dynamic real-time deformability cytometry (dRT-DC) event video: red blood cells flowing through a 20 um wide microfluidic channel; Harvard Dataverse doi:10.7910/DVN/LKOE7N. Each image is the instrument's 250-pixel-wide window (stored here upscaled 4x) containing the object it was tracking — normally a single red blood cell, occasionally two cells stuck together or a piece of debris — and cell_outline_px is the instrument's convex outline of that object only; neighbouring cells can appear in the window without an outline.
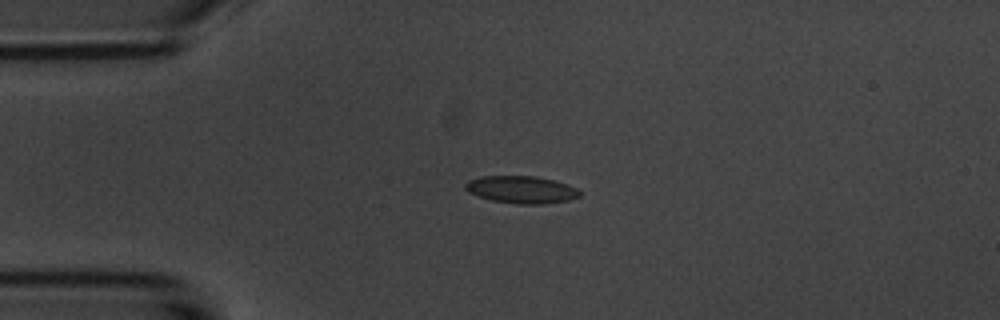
{"species": "common noctule bat (a hibernating species)", "species_latin": "Nyctalus noctula", "temperature_condition": "room temperature", "stored_images_in_passage": 13, "camera_frame_rate_fps": 3000, "um_per_image_px": 0.085, "animal": {"sex": "male", "body_mass_g": 20.1, "forearm_length_mm": 53.5}, "frame": {"image": 1, "passage_image": 2, "time_ms": 1.0, "image_size_px": [1000, 320], "cell_outline_px": [[580, 196], [568, 200], [544, 204], [516, 204], [492, 200], [468, 192], [464, 188], [464, 184], [468, 180], [480, 176], [536, 176], [552, 180], [576, 188], [580, 192]], "centroid_in_image_um": [44.27, 16.12], "position_along_channel_um": 40.7, "area_um2": 18.09}}
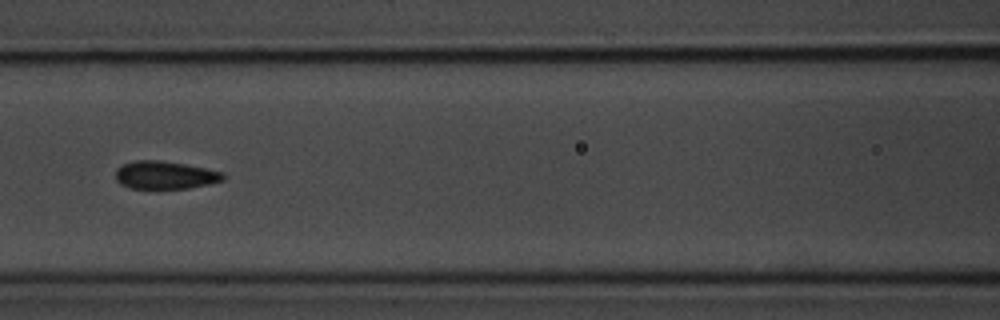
{"frame": {"image": 2, "passage_image": 5, "time_ms": 4.667, "image_size_px": [1000, 320], "cell_outline_px": [[224, 180], [208, 184], [188, 188], [128, 188], [120, 184], [116, 180], [116, 168], [124, 164], [136, 160], [160, 160], [184, 164], [224, 172]], "centroid_in_image_um": [14.01, 14.88], "position_along_channel_um": 152.6, "area_um2": 17.4}}
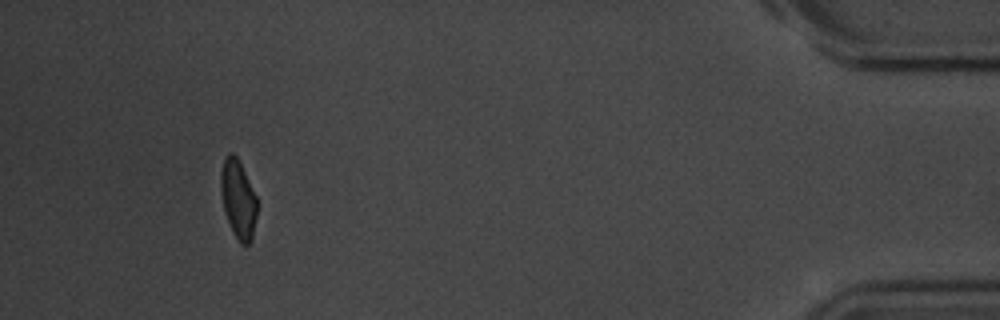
{"frame": {"image": 3, "passage_image": 12, "time_ms": 13.667, "image_size_px": [1000, 320], "cell_outline_px": [[256, 216], [252, 240], [248, 244], [240, 244], [232, 232], [224, 212], [220, 192], [220, 172], [224, 156], [228, 152], [232, 152], [236, 156], [256, 196]], "centroid_in_image_um": [20.21, 16.93], "position_along_channel_um": 415.0, "area_um2": 16.65}, "authors_computed_cell_mechanics": {"area_um2": 18.0336, "velocity_mm_per_s": 3.6683, "shape_relaxation_time_tau1_ms": 4.3274, "shape_relaxation_time_tau2_ms": null, "deformation_change_tau1": 0.1082, "deformation_change_tau2": null}}